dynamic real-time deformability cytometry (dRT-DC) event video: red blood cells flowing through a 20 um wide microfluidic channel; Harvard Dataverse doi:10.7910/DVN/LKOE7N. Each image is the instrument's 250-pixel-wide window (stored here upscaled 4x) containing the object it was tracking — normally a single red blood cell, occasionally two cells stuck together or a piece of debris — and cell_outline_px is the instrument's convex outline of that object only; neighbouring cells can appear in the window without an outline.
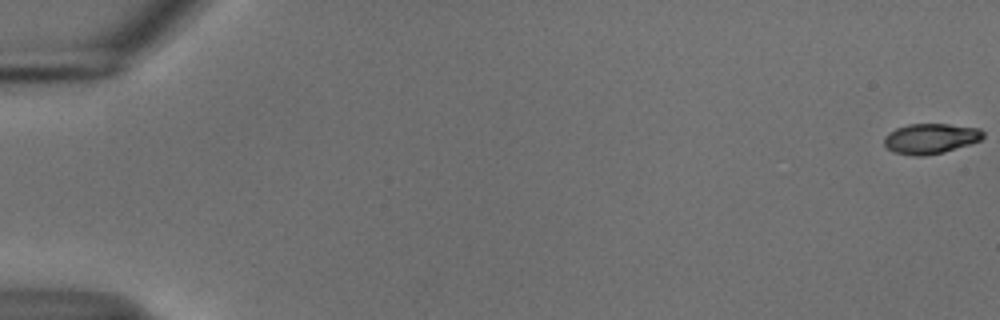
{"species": "common noctule bat (a hibernating species)", "species_latin": "Nyctalus noctula", "temperature_condition": "cold", "stored_images_in_passage": 24, "camera_frame_rate_fps": 3000, "um_per_image_px": 0.085, "animal": {"sex": "male", "body_mass_g": 18.8}, "frame": {"image": 1, "passage_image": 1, "time_ms": 0.0, "image_size_px": [1000, 320], "cell_outline_px": [[984, 136], [980, 140], [944, 152], [924, 156], [916, 156], [892, 152], [884, 144], [884, 136], [888, 132], [896, 128], [908, 124], [948, 124], [980, 128], [984, 132]], "centroid_in_image_um": [79.07, 11.77], "position_along_channel_um": 5.9, "area_um2": 17.46}}
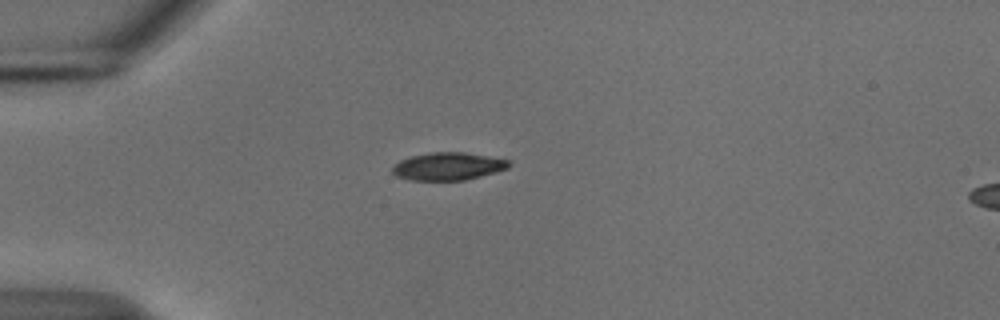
{"frame": {"image": 2, "passage_image": 16, "time_ms": 5.0, "image_size_px": [1000, 320], "cell_outline_px": [[512, 164], [508, 168], [496, 172], [464, 180], [408, 180], [396, 176], [392, 172], [392, 164], [400, 160], [412, 156], [432, 152], [464, 152], [508, 160]], "centroid_in_image_um": [38.05, 14.14], "position_along_channel_um": 47.0, "area_um2": 18.79}}
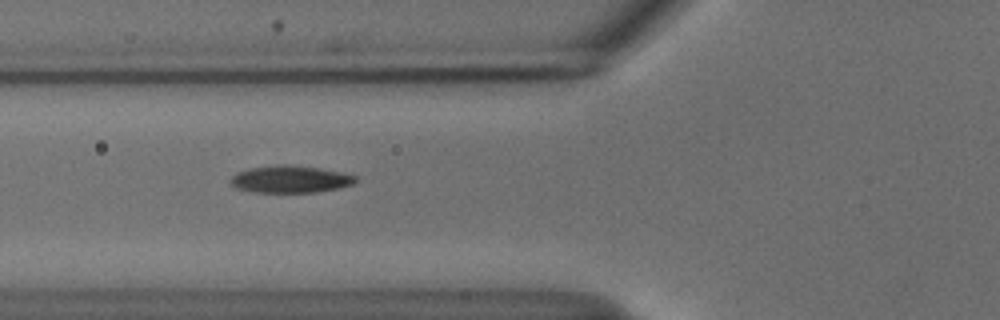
{"frame": {"image": 3, "passage_image": 22, "time_ms": 7.0, "image_size_px": [1000, 320], "cell_outline_px": [[356, 180], [352, 184], [336, 188], [316, 192], [252, 192], [236, 188], [228, 180], [236, 172], [252, 168], [284, 164], [316, 168], [340, 172], [356, 176]], "centroid_in_image_um": [24.62, 15.24], "position_along_channel_um": 101.2, "area_um2": 19.42}}